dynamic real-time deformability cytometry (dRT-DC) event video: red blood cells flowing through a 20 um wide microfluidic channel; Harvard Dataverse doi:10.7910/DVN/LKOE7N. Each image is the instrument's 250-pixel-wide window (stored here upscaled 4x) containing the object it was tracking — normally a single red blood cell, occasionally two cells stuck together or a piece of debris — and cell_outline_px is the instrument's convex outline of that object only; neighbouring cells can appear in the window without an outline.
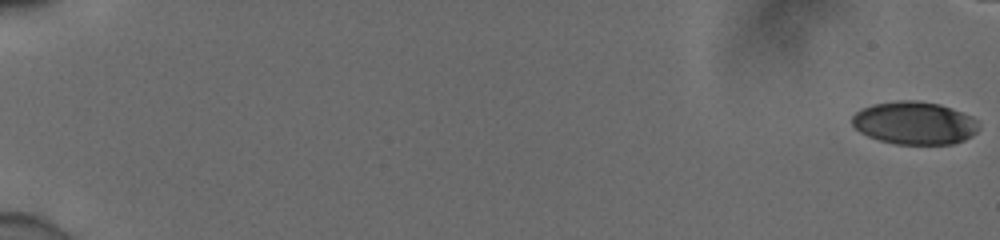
{"species": "human", "species_latin": "Homo sapiens", "temperature_condition": "cold", "stored_images_in_passage": 30, "camera_frame_rate_fps": 3000, "um_per_image_px": 0.085, "donor": {"sex": "male"}, "frame": {"image": 1, "passage_image": 1, "time_ms": 0.0, "image_size_px": [1000, 240], "cell_outline_px": [[980, 128], [972, 136], [964, 140], [952, 144], [896, 144], [880, 140], [868, 136], [860, 132], [852, 124], [852, 116], [860, 108], [872, 104], [896, 100], [916, 100], [940, 104], [952, 108], [972, 116], [980, 124]], "centroid_in_image_um": [77.74, 10.44], "position_along_channel_um": 7.3, "area_um2": 31.91}}
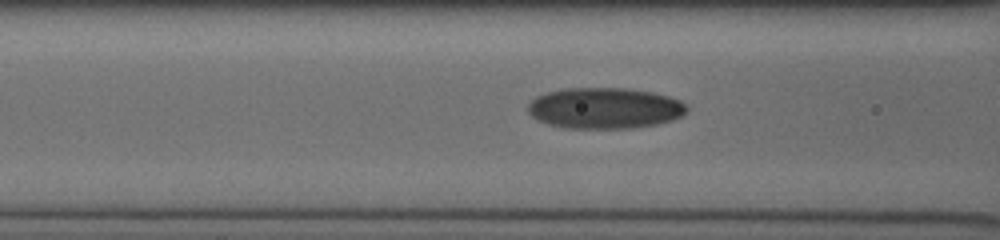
{"frame": {"image": 2, "passage_image": 23, "time_ms": 7.333, "image_size_px": [1000, 240], "cell_outline_px": [[688, 112], [684, 116], [672, 120], [656, 124], [632, 128], [564, 128], [548, 124], [536, 120], [528, 112], [528, 104], [536, 96], [548, 92], [564, 88], [624, 88], [652, 92], [668, 96], [680, 100], [688, 108]], "centroid_in_image_um": [51.4, 9.2], "position_along_channel_um": 115.2, "area_um2": 38.15}}
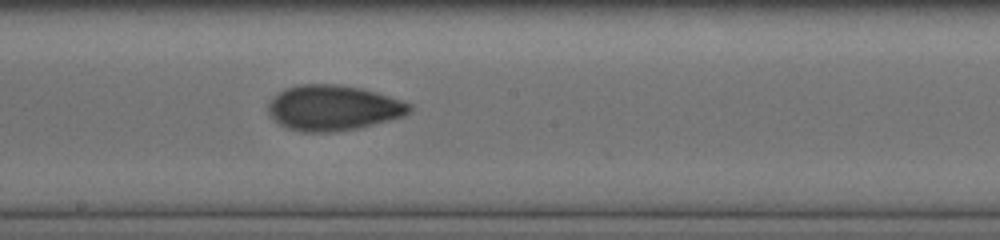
{"frame": {"image": 3, "passage_image": 30, "time_ms": 9.667, "image_size_px": [1000, 240], "cell_outline_px": [[412, 108], [404, 116], [356, 128], [332, 132], [304, 132], [288, 128], [280, 124], [268, 112], [268, 104], [272, 96], [276, 92], [284, 88], [300, 84], [336, 84], [364, 88], [412, 104]], "centroid_in_image_um": [28.29, 9.15], "position_along_channel_um": 219.9, "area_um2": 37.28}}